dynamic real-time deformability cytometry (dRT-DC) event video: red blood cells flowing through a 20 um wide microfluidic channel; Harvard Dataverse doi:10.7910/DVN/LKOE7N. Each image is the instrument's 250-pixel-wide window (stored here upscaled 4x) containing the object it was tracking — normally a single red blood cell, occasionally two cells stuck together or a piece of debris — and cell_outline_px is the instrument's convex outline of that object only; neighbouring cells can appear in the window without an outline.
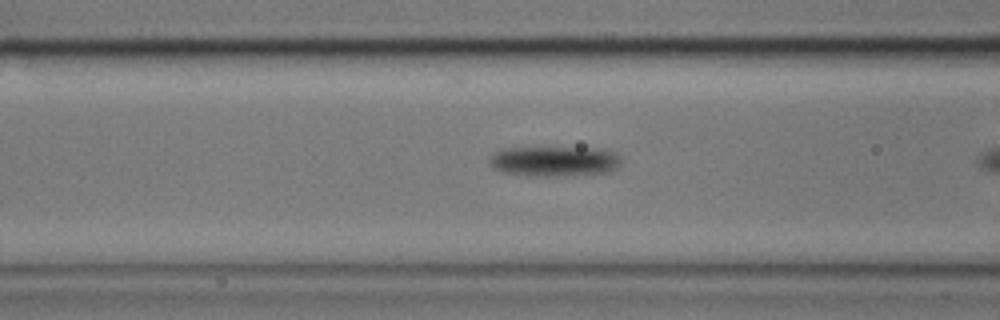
{"species": "common noctule bat (a hibernating species)", "species_latin": "Nyctalus noctula", "temperature_condition": "cold", "stored_images_in_passage": 12, "camera_frame_rate_fps": 3000, "um_per_image_px": 0.085, "animal": {"sex": "male", "body_mass_g": 17.9}, "frame": {"image": 1, "passage_image": 6, "time_ms": 1.667, "image_size_px": [1000, 320], "cell_outline_px": [[620, 168], [612, 172], [564, 176], [524, 176], [500, 172], [492, 168], [488, 160], [492, 152], [500, 148], [596, 148], [616, 152], [620, 156]], "centroid_in_image_um": [47.1, 13.72], "position_along_channel_um": 119.5, "area_um2": 23.81}}